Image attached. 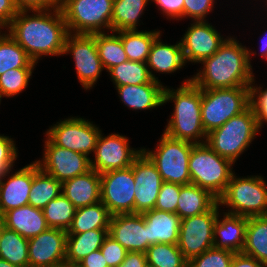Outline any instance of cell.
<instances>
[{"label": "cell", "mask_w": 267, "mask_h": 267, "mask_svg": "<svg viewBox=\"0 0 267 267\" xmlns=\"http://www.w3.org/2000/svg\"><path fill=\"white\" fill-rule=\"evenodd\" d=\"M5 29L37 64L45 56H62L69 34L59 5L51 9L18 11Z\"/></svg>", "instance_id": "1"}, {"label": "cell", "mask_w": 267, "mask_h": 267, "mask_svg": "<svg viewBox=\"0 0 267 267\" xmlns=\"http://www.w3.org/2000/svg\"><path fill=\"white\" fill-rule=\"evenodd\" d=\"M257 53L230 35L212 56L200 63L203 68L196 70L191 81L202 90L250 87L255 75L251 61Z\"/></svg>", "instance_id": "2"}, {"label": "cell", "mask_w": 267, "mask_h": 267, "mask_svg": "<svg viewBox=\"0 0 267 267\" xmlns=\"http://www.w3.org/2000/svg\"><path fill=\"white\" fill-rule=\"evenodd\" d=\"M191 78L183 79L177 89L165 86L164 105L173 102L174 109L163 132L175 139L203 144L207 134L201 118L202 89Z\"/></svg>", "instance_id": "3"}, {"label": "cell", "mask_w": 267, "mask_h": 267, "mask_svg": "<svg viewBox=\"0 0 267 267\" xmlns=\"http://www.w3.org/2000/svg\"><path fill=\"white\" fill-rule=\"evenodd\" d=\"M259 128L254 110L249 106L245 111L232 117L221 127L207 134L205 143L221 157L234 164L252 144Z\"/></svg>", "instance_id": "4"}, {"label": "cell", "mask_w": 267, "mask_h": 267, "mask_svg": "<svg viewBox=\"0 0 267 267\" xmlns=\"http://www.w3.org/2000/svg\"><path fill=\"white\" fill-rule=\"evenodd\" d=\"M233 166L235 164L232 161L218 155L206 143L195 144L188 162L191 184L219 199L235 173Z\"/></svg>", "instance_id": "5"}, {"label": "cell", "mask_w": 267, "mask_h": 267, "mask_svg": "<svg viewBox=\"0 0 267 267\" xmlns=\"http://www.w3.org/2000/svg\"><path fill=\"white\" fill-rule=\"evenodd\" d=\"M218 203L226 212L243 217L267 215V181L262 175L234 173Z\"/></svg>", "instance_id": "6"}, {"label": "cell", "mask_w": 267, "mask_h": 267, "mask_svg": "<svg viewBox=\"0 0 267 267\" xmlns=\"http://www.w3.org/2000/svg\"><path fill=\"white\" fill-rule=\"evenodd\" d=\"M114 0H59L68 32L87 34L112 32Z\"/></svg>", "instance_id": "7"}, {"label": "cell", "mask_w": 267, "mask_h": 267, "mask_svg": "<svg viewBox=\"0 0 267 267\" xmlns=\"http://www.w3.org/2000/svg\"><path fill=\"white\" fill-rule=\"evenodd\" d=\"M195 143L172 138L162 133L155 149L142 147V152L156 166L163 182L191 184L188 162Z\"/></svg>", "instance_id": "8"}, {"label": "cell", "mask_w": 267, "mask_h": 267, "mask_svg": "<svg viewBox=\"0 0 267 267\" xmlns=\"http://www.w3.org/2000/svg\"><path fill=\"white\" fill-rule=\"evenodd\" d=\"M250 106V87L202 90L201 118L206 134Z\"/></svg>", "instance_id": "9"}, {"label": "cell", "mask_w": 267, "mask_h": 267, "mask_svg": "<svg viewBox=\"0 0 267 267\" xmlns=\"http://www.w3.org/2000/svg\"><path fill=\"white\" fill-rule=\"evenodd\" d=\"M101 131L98 125L87 118L70 116L49 126L44 134L58 147L89 157L94 153Z\"/></svg>", "instance_id": "10"}, {"label": "cell", "mask_w": 267, "mask_h": 267, "mask_svg": "<svg viewBox=\"0 0 267 267\" xmlns=\"http://www.w3.org/2000/svg\"><path fill=\"white\" fill-rule=\"evenodd\" d=\"M219 208L217 202L205 213L181 219L177 245L187 261L213 247Z\"/></svg>", "instance_id": "11"}, {"label": "cell", "mask_w": 267, "mask_h": 267, "mask_svg": "<svg viewBox=\"0 0 267 267\" xmlns=\"http://www.w3.org/2000/svg\"><path fill=\"white\" fill-rule=\"evenodd\" d=\"M64 55L72 56L81 87L85 91L93 89L105 70L98 55L95 34L69 33L65 40Z\"/></svg>", "instance_id": "12"}, {"label": "cell", "mask_w": 267, "mask_h": 267, "mask_svg": "<svg viewBox=\"0 0 267 267\" xmlns=\"http://www.w3.org/2000/svg\"><path fill=\"white\" fill-rule=\"evenodd\" d=\"M101 131L93 157L90 158L91 169L98 173L130 167L134 160L142 153L141 148H131L130 140L125 135L109 133L103 135Z\"/></svg>", "instance_id": "13"}, {"label": "cell", "mask_w": 267, "mask_h": 267, "mask_svg": "<svg viewBox=\"0 0 267 267\" xmlns=\"http://www.w3.org/2000/svg\"><path fill=\"white\" fill-rule=\"evenodd\" d=\"M42 158L35 160L39 168L59 182L83 175L91 170L90 157L67 148L58 147L46 135Z\"/></svg>", "instance_id": "14"}, {"label": "cell", "mask_w": 267, "mask_h": 267, "mask_svg": "<svg viewBox=\"0 0 267 267\" xmlns=\"http://www.w3.org/2000/svg\"><path fill=\"white\" fill-rule=\"evenodd\" d=\"M101 202L111 215L134 213L135 182L132 165L100 174Z\"/></svg>", "instance_id": "15"}, {"label": "cell", "mask_w": 267, "mask_h": 267, "mask_svg": "<svg viewBox=\"0 0 267 267\" xmlns=\"http://www.w3.org/2000/svg\"><path fill=\"white\" fill-rule=\"evenodd\" d=\"M183 34L180 42L184 59L186 64L192 65L212 56L230 36L221 35L208 21H191Z\"/></svg>", "instance_id": "16"}, {"label": "cell", "mask_w": 267, "mask_h": 267, "mask_svg": "<svg viewBox=\"0 0 267 267\" xmlns=\"http://www.w3.org/2000/svg\"><path fill=\"white\" fill-rule=\"evenodd\" d=\"M135 182L134 213L143 214L154 209L163 183L156 166L142 152L132 164Z\"/></svg>", "instance_id": "17"}, {"label": "cell", "mask_w": 267, "mask_h": 267, "mask_svg": "<svg viewBox=\"0 0 267 267\" xmlns=\"http://www.w3.org/2000/svg\"><path fill=\"white\" fill-rule=\"evenodd\" d=\"M67 231L48 228L28 239L29 267H55L65 261Z\"/></svg>", "instance_id": "18"}, {"label": "cell", "mask_w": 267, "mask_h": 267, "mask_svg": "<svg viewBox=\"0 0 267 267\" xmlns=\"http://www.w3.org/2000/svg\"><path fill=\"white\" fill-rule=\"evenodd\" d=\"M11 168L0 179V217L7 211L28 205L34 177V161L19 170Z\"/></svg>", "instance_id": "19"}, {"label": "cell", "mask_w": 267, "mask_h": 267, "mask_svg": "<svg viewBox=\"0 0 267 267\" xmlns=\"http://www.w3.org/2000/svg\"><path fill=\"white\" fill-rule=\"evenodd\" d=\"M109 235L128 252H143L148 249L147 223L139 213L112 215Z\"/></svg>", "instance_id": "20"}, {"label": "cell", "mask_w": 267, "mask_h": 267, "mask_svg": "<svg viewBox=\"0 0 267 267\" xmlns=\"http://www.w3.org/2000/svg\"><path fill=\"white\" fill-rule=\"evenodd\" d=\"M162 82L154 81L141 85H122L114 87L120 103L132 111L152 110L164 105V88ZM122 101V102H121Z\"/></svg>", "instance_id": "21"}, {"label": "cell", "mask_w": 267, "mask_h": 267, "mask_svg": "<svg viewBox=\"0 0 267 267\" xmlns=\"http://www.w3.org/2000/svg\"><path fill=\"white\" fill-rule=\"evenodd\" d=\"M218 213L214 225V244L217 249L242 253L245 246L247 217L225 212Z\"/></svg>", "instance_id": "22"}, {"label": "cell", "mask_w": 267, "mask_h": 267, "mask_svg": "<svg viewBox=\"0 0 267 267\" xmlns=\"http://www.w3.org/2000/svg\"><path fill=\"white\" fill-rule=\"evenodd\" d=\"M160 34L153 42L147 60V66L151 78L161 82L157 74H172L186 66L180 40L174 44L164 43Z\"/></svg>", "instance_id": "23"}, {"label": "cell", "mask_w": 267, "mask_h": 267, "mask_svg": "<svg viewBox=\"0 0 267 267\" xmlns=\"http://www.w3.org/2000/svg\"><path fill=\"white\" fill-rule=\"evenodd\" d=\"M100 187V173L91 169L83 175L63 182L62 193L72 202L75 208L78 209L100 202Z\"/></svg>", "instance_id": "24"}, {"label": "cell", "mask_w": 267, "mask_h": 267, "mask_svg": "<svg viewBox=\"0 0 267 267\" xmlns=\"http://www.w3.org/2000/svg\"><path fill=\"white\" fill-rule=\"evenodd\" d=\"M148 248L156 243L178 244L181 218L176 213L151 209L143 214Z\"/></svg>", "instance_id": "25"}, {"label": "cell", "mask_w": 267, "mask_h": 267, "mask_svg": "<svg viewBox=\"0 0 267 267\" xmlns=\"http://www.w3.org/2000/svg\"><path fill=\"white\" fill-rule=\"evenodd\" d=\"M3 225L24 238L30 239L47 230L42 209L25 205L5 212L1 217Z\"/></svg>", "instance_id": "26"}, {"label": "cell", "mask_w": 267, "mask_h": 267, "mask_svg": "<svg viewBox=\"0 0 267 267\" xmlns=\"http://www.w3.org/2000/svg\"><path fill=\"white\" fill-rule=\"evenodd\" d=\"M217 202L215 196L197 185H181L176 214L181 219L199 215L209 211Z\"/></svg>", "instance_id": "27"}, {"label": "cell", "mask_w": 267, "mask_h": 267, "mask_svg": "<svg viewBox=\"0 0 267 267\" xmlns=\"http://www.w3.org/2000/svg\"><path fill=\"white\" fill-rule=\"evenodd\" d=\"M109 229H92L83 233H67L65 261L79 263L85 256L101 248Z\"/></svg>", "instance_id": "28"}, {"label": "cell", "mask_w": 267, "mask_h": 267, "mask_svg": "<svg viewBox=\"0 0 267 267\" xmlns=\"http://www.w3.org/2000/svg\"><path fill=\"white\" fill-rule=\"evenodd\" d=\"M122 41L128 60L134 62H147L154 40L162 34L155 30H122L115 32Z\"/></svg>", "instance_id": "29"}, {"label": "cell", "mask_w": 267, "mask_h": 267, "mask_svg": "<svg viewBox=\"0 0 267 267\" xmlns=\"http://www.w3.org/2000/svg\"><path fill=\"white\" fill-rule=\"evenodd\" d=\"M151 0H114L111 17L112 32L138 30L140 18Z\"/></svg>", "instance_id": "30"}, {"label": "cell", "mask_w": 267, "mask_h": 267, "mask_svg": "<svg viewBox=\"0 0 267 267\" xmlns=\"http://www.w3.org/2000/svg\"><path fill=\"white\" fill-rule=\"evenodd\" d=\"M111 214L100 201L78 208L67 233H83L92 229H109Z\"/></svg>", "instance_id": "31"}, {"label": "cell", "mask_w": 267, "mask_h": 267, "mask_svg": "<svg viewBox=\"0 0 267 267\" xmlns=\"http://www.w3.org/2000/svg\"><path fill=\"white\" fill-rule=\"evenodd\" d=\"M243 254L267 265V215L247 218Z\"/></svg>", "instance_id": "32"}, {"label": "cell", "mask_w": 267, "mask_h": 267, "mask_svg": "<svg viewBox=\"0 0 267 267\" xmlns=\"http://www.w3.org/2000/svg\"><path fill=\"white\" fill-rule=\"evenodd\" d=\"M62 193V183L42 171L34 161V177L29 192V202L35 208L43 209L49 201Z\"/></svg>", "instance_id": "33"}, {"label": "cell", "mask_w": 267, "mask_h": 267, "mask_svg": "<svg viewBox=\"0 0 267 267\" xmlns=\"http://www.w3.org/2000/svg\"><path fill=\"white\" fill-rule=\"evenodd\" d=\"M0 259L17 267H29L28 239L3 225L1 220Z\"/></svg>", "instance_id": "34"}, {"label": "cell", "mask_w": 267, "mask_h": 267, "mask_svg": "<svg viewBox=\"0 0 267 267\" xmlns=\"http://www.w3.org/2000/svg\"><path fill=\"white\" fill-rule=\"evenodd\" d=\"M27 52L4 29L0 34V75L16 68H36Z\"/></svg>", "instance_id": "35"}, {"label": "cell", "mask_w": 267, "mask_h": 267, "mask_svg": "<svg viewBox=\"0 0 267 267\" xmlns=\"http://www.w3.org/2000/svg\"><path fill=\"white\" fill-rule=\"evenodd\" d=\"M95 41L99 58L106 72L128 61L121 38L115 32L95 33Z\"/></svg>", "instance_id": "36"}, {"label": "cell", "mask_w": 267, "mask_h": 267, "mask_svg": "<svg viewBox=\"0 0 267 267\" xmlns=\"http://www.w3.org/2000/svg\"><path fill=\"white\" fill-rule=\"evenodd\" d=\"M107 72L115 87L122 85H141L149 83L152 80L147 62L128 60L110 68Z\"/></svg>", "instance_id": "37"}, {"label": "cell", "mask_w": 267, "mask_h": 267, "mask_svg": "<svg viewBox=\"0 0 267 267\" xmlns=\"http://www.w3.org/2000/svg\"><path fill=\"white\" fill-rule=\"evenodd\" d=\"M49 228H57L67 231L71 226L76 208L72 202L61 193L52 199L42 209Z\"/></svg>", "instance_id": "38"}, {"label": "cell", "mask_w": 267, "mask_h": 267, "mask_svg": "<svg viewBox=\"0 0 267 267\" xmlns=\"http://www.w3.org/2000/svg\"><path fill=\"white\" fill-rule=\"evenodd\" d=\"M146 258L151 267H188V261L177 244H153L147 249Z\"/></svg>", "instance_id": "39"}, {"label": "cell", "mask_w": 267, "mask_h": 267, "mask_svg": "<svg viewBox=\"0 0 267 267\" xmlns=\"http://www.w3.org/2000/svg\"><path fill=\"white\" fill-rule=\"evenodd\" d=\"M34 68H16L0 75V94L4 98H14L28 87Z\"/></svg>", "instance_id": "40"}, {"label": "cell", "mask_w": 267, "mask_h": 267, "mask_svg": "<svg viewBox=\"0 0 267 267\" xmlns=\"http://www.w3.org/2000/svg\"><path fill=\"white\" fill-rule=\"evenodd\" d=\"M234 252L212 247L188 261V267H230Z\"/></svg>", "instance_id": "41"}, {"label": "cell", "mask_w": 267, "mask_h": 267, "mask_svg": "<svg viewBox=\"0 0 267 267\" xmlns=\"http://www.w3.org/2000/svg\"><path fill=\"white\" fill-rule=\"evenodd\" d=\"M255 78L254 76L250 85V106L254 110L259 131H262L264 125L267 124V88H264L262 84H257Z\"/></svg>", "instance_id": "42"}, {"label": "cell", "mask_w": 267, "mask_h": 267, "mask_svg": "<svg viewBox=\"0 0 267 267\" xmlns=\"http://www.w3.org/2000/svg\"><path fill=\"white\" fill-rule=\"evenodd\" d=\"M217 0H184L183 20L208 21L207 15L215 10Z\"/></svg>", "instance_id": "43"}, {"label": "cell", "mask_w": 267, "mask_h": 267, "mask_svg": "<svg viewBox=\"0 0 267 267\" xmlns=\"http://www.w3.org/2000/svg\"><path fill=\"white\" fill-rule=\"evenodd\" d=\"M18 152L15 139L0 134V179L15 166Z\"/></svg>", "instance_id": "44"}, {"label": "cell", "mask_w": 267, "mask_h": 267, "mask_svg": "<svg viewBox=\"0 0 267 267\" xmlns=\"http://www.w3.org/2000/svg\"><path fill=\"white\" fill-rule=\"evenodd\" d=\"M180 189L181 185L179 184L163 182L154 208L161 211L176 213Z\"/></svg>", "instance_id": "45"}, {"label": "cell", "mask_w": 267, "mask_h": 267, "mask_svg": "<svg viewBox=\"0 0 267 267\" xmlns=\"http://www.w3.org/2000/svg\"><path fill=\"white\" fill-rule=\"evenodd\" d=\"M100 251L104 256L108 267H118L128 253V251L109 234L105 238Z\"/></svg>", "instance_id": "46"}, {"label": "cell", "mask_w": 267, "mask_h": 267, "mask_svg": "<svg viewBox=\"0 0 267 267\" xmlns=\"http://www.w3.org/2000/svg\"><path fill=\"white\" fill-rule=\"evenodd\" d=\"M152 2L158 6V10L167 20H183L184 0H151L150 3Z\"/></svg>", "instance_id": "47"}, {"label": "cell", "mask_w": 267, "mask_h": 267, "mask_svg": "<svg viewBox=\"0 0 267 267\" xmlns=\"http://www.w3.org/2000/svg\"><path fill=\"white\" fill-rule=\"evenodd\" d=\"M19 11L22 10H44L59 5V0H14Z\"/></svg>", "instance_id": "48"}, {"label": "cell", "mask_w": 267, "mask_h": 267, "mask_svg": "<svg viewBox=\"0 0 267 267\" xmlns=\"http://www.w3.org/2000/svg\"><path fill=\"white\" fill-rule=\"evenodd\" d=\"M18 11L14 0H0V26L5 29Z\"/></svg>", "instance_id": "49"}, {"label": "cell", "mask_w": 267, "mask_h": 267, "mask_svg": "<svg viewBox=\"0 0 267 267\" xmlns=\"http://www.w3.org/2000/svg\"><path fill=\"white\" fill-rule=\"evenodd\" d=\"M230 267H267V265L243 253H235Z\"/></svg>", "instance_id": "50"}, {"label": "cell", "mask_w": 267, "mask_h": 267, "mask_svg": "<svg viewBox=\"0 0 267 267\" xmlns=\"http://www.w3.org/2000/svg\"><path fill=\"white\" fill-rule=\"evenodd\" d=\"M146 253L128 252L123 262L118 267H146Z\"/></svg>", "instance_id": "51"}, {"label": "cell", "mask_w": 267, "mask_h": 267, "mask_svg": "<svg viewBox=\"0 0 267 267\" xmlns=\"http://www.w3.org/2000/svg\"><path fill=\"white\" fill-rule=\"evenodd\" d=\"M79 263L82 267H108L100 249L88 254Z\"/></svg>", "instance_id": "52"}, {"label": "cell", "mask_w": 267, "mask_h": 267, "mask_svg": "<svg viewBox=\"0 0 267 267\" xmlns=\"http://www.w3.org/2000/svg\"><path fill=\"white\" fill-rule=\"evenodd\" d=\"M260 44H259V50L257 55H260V57H262L263 59H265V61H267V30L265 33H263L262 39L260 38Z\"/></svg>", "instance_id": "53"}, {"label": "cell", "mask_w": 267, "mask_h": 267, "mask_svg": "<svg viewBox=\"0 0 267 267\" xmlns=\"http://www.w3.org/2000/svg\"><path fill=\"white\" fill-rule=\"evenodd\" d=\"M55 267H82V265L80 263H71L68 261H63Z\"/></svg>", "instance_id": "54"}, {"label": "cell", "mask_w": 267, "mask_h": 267, "mask_svg": "<svg viewBox=\"0 0 267 267\" xmlns=\"http://www.w3.org/2000/svg\"><path fill=\"white\" fill-rule=\"evenodd\" d=\"M0 267H17L6 260L0 259Z\"/></svg>", "instance_id": "55"}, {"label": "cell", "mask_w": 267, "mask_h": 267, "mask_svg": "<svg viewBox=\"0 0 267 267\" xmlns=\"http://www.w3.org/2000/svg\"><path fill=\"white\" fill-rule=\"evenodd\" d=\"M256 1V0H254ZM263 2L265 3V6L267 7V0H263Z\"/></svg>", "instance_id": "56"}, {"label": "cell", "mask_w": 267, "mask_h": 267, "mask_svg": "<svg viewBox=\"0 0 267 267\" xmlns=\"http://www.w3.org/2000/svg\"><path fill=\"white\" fill-rule=\"evenodd\" d=\"M2 30H4V28L0 26V34L3 32Z\"/></svg>", "instance_id": "57"}, {"label": "cell", "mask_w": 267, "mask_h": 267, "mask_svg": "<svg viewBox=\"0 0 267 267\" xmlns=\"http://www.w3.org/2000/svg\"><path fill=\"white\" fill-rule=\"evenodd\" d=\"M0 236H1V218H0Z\"/></svg>", "instance_id": "58"}]
</instances>
